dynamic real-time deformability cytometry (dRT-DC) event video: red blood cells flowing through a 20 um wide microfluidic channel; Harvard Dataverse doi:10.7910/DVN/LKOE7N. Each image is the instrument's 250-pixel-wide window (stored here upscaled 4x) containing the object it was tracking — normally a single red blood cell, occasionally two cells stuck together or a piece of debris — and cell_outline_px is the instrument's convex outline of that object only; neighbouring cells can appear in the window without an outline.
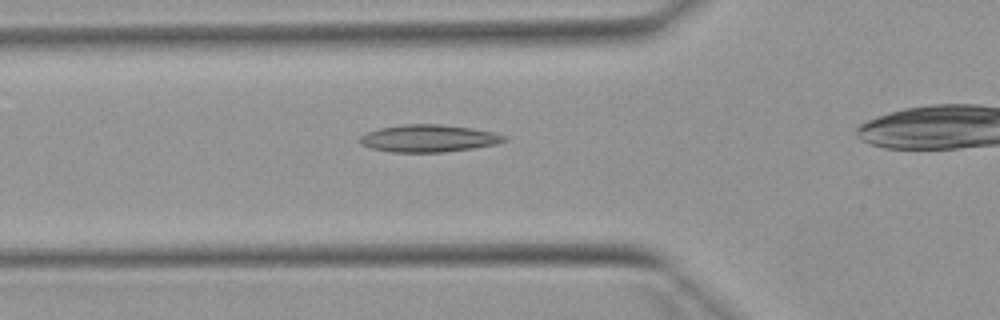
{"species": "Egyptian fruit bat (a non-hibernating species)", "species_latin": "Rousettus aegyptiacus", "temperature_condition": "warm", "stored_images_in_passage": 27, "camera_frame_rate_fps": 3000, "um_per_image_px": 0.085, "animal": {"sex": "female"}, "frame": {"image": 1, "passage_image": 2, "time_ms": 0.333, "image_size_px": [1000, 320], "cell_outline_px": [[508, 140], [496, 144], [472, 148], [440, 152], [392, 152], [372, 148], [360, 144], [356, 140], [360, 136], [368, 132], [380, 128], [404, 124], [440, 124], [472, 128], [492, 132], [504, 136]], "centroid_in_image_um": [36.39, 11.76], "position_along_channel_um": 89.4, "area_um2": 22.83}}
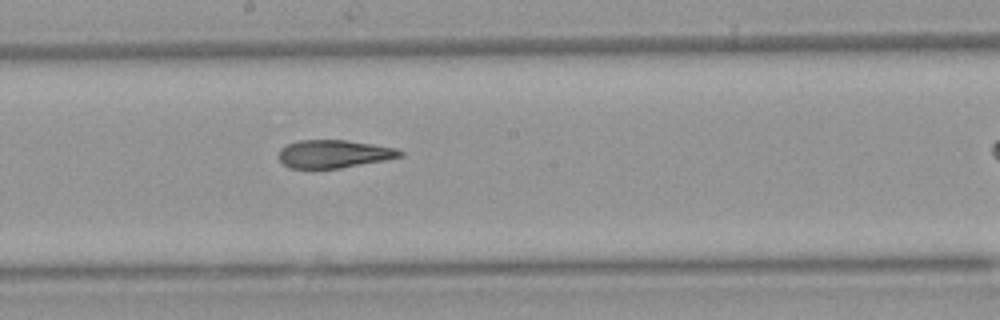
{"frame": {"image": 2, "passage_image": 12, "time_ms": 3.667, "image_size_px": [1000, 320], "cell_outline_px": [[404, 156], [384, 160], [340, 168], [288, 168], [276, 156], [280, 148], [288, 144], [300, 140], [348, 140], [396, 148], [404, 152]], "centroid_in_image_um": [28.36, 13.08], "position_along_channel_um": 219.8, "area_um2": 19.83}}
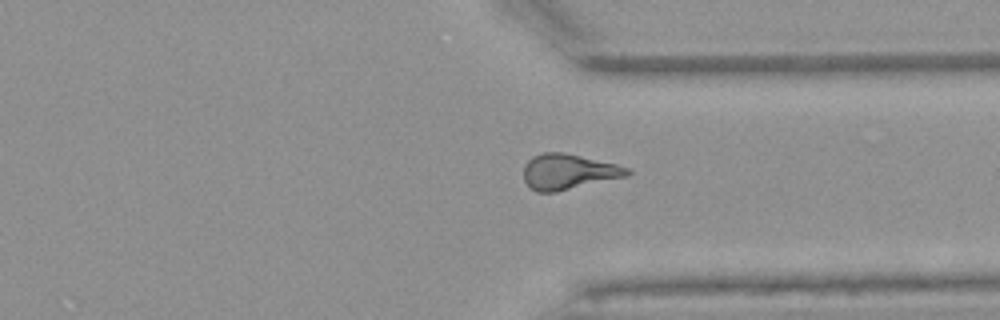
{"frame": {"image": 3, "passage_image": 23, "time_ms": 7.333, "image_size_px": [1000, 320], "cell_outline_px": [[632, 172], [628, 176], [556, 192], [536, 192], [524, 180], [524, 164], [532, 156], [544, 152], [564, 152], [616, 164], [628, 168]], "centroid_in_image_um": [48.31, 14.59], "position_along_channel_um": 363.1, "area_um2": 21.39}}